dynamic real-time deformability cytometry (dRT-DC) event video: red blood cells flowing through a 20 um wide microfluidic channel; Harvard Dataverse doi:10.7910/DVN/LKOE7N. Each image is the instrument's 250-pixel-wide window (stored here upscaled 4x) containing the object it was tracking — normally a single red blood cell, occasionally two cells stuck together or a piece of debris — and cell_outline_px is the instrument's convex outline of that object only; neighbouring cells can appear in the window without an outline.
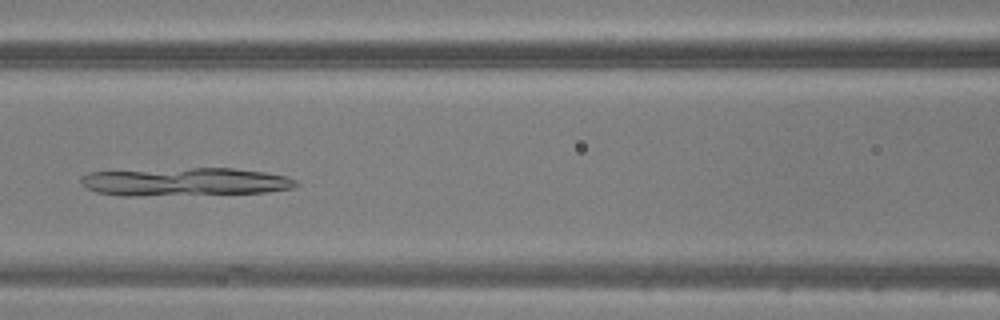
{"species": "common noctule bat (a hibernating species)", "species_latin": "Nyctalus noctula", "temperature_condition": "warm", "stored_images_in_passage": 46, "camera_frame_rate_fps": 3000, "um_per_image_px": 0.085, "animal": {"sex": "male", "body_mass_g": 20.5, "forearm_length_mm": 52.5}, "frame": {"image": 1, "passage_image": 20, "time_ms": 6.333, "image_size_px": [1000, 320], "cell_outline_px": [[300, 184], [292, 188], [268, 192], [140, 196], [120, 196], [96, 192], [84, 188], [80, 180], [88, 172], [192, 168], [232, 168], [264, 172], [288, 176], [296, 180]], "centroid_in_image_um": [15.73, 15.46], "position_along_channel_um": 150.9, "area_um2": 35.37}}
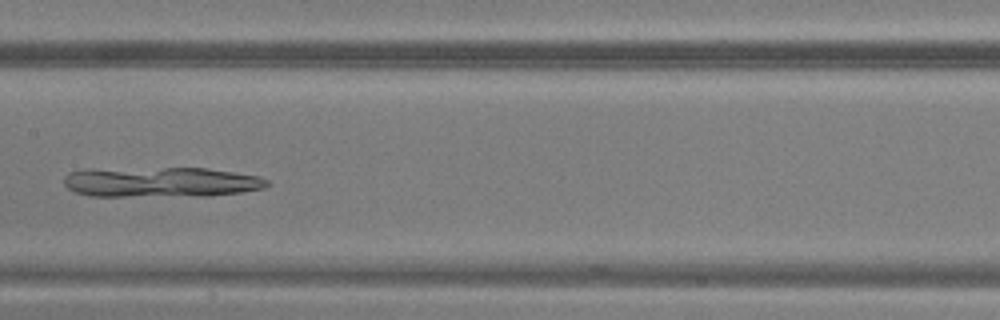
{"frame": {"image": 2, "passage_image": 23, "time_ms": 7.333, "image_size_px": [1000, 320], "cell_outline_px": [[268, 184], [264, 188], [240, 192], [204, 196], [88, 196], [76, 192], [68, 188], [64, 184], [64, 176], [68, 172], [84, 168], [208, 168], [260, 176], [268, 180]], "centroid_in_image_um": [13.62, 15.47], "position_along_channel_um": 193.8, "area_um2": 36.13}}
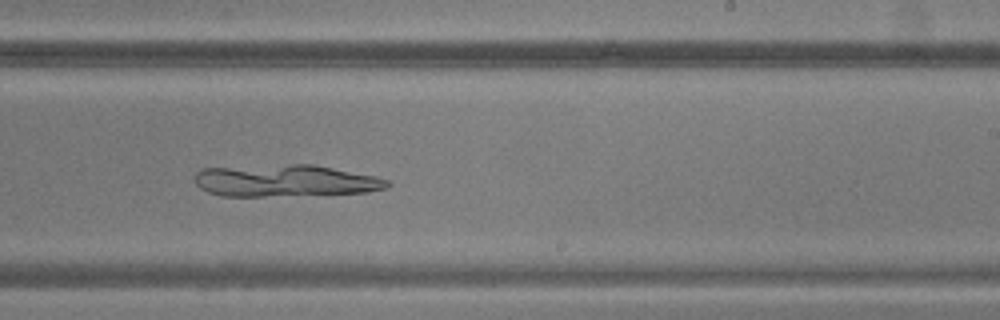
{"frame": {"image": 3, "passage_image": 28, "time_ms": 9.0, "image_size_px": [1000, 320], "cell_outline_px": [[392, 184], [388, 188], [368, 192], [264, 196], [220, 196], [208, 192], [200, 188], [196, 184], [196, 172], [200, 168], [292, 164], [312, 164], [376, 176], [388, 180]], "centroid_in_image_um": [24.25, 15.35], "position_along_channel_um": 264.7, "area_um2": 35.84}}